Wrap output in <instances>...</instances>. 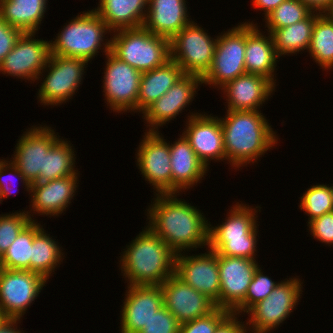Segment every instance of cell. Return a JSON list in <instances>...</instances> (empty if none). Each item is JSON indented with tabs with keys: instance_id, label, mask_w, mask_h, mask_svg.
Returning <instances> with one entry per match:
<instances>
[{
	"instance_id": "1",
	"label": "cell",
	"mask_w": 333,
	"mask_h": 333,
	"mask_svg": "<svg viewBox=\"0 0 333 333\" xmlns=\"http://www.w3.org/2000/svg\"><path fill=\"white\" fill-rule=\"evenodd\" d=\"M153 195L145 210L147 226L176 254L208 247L210 221L197 206L178 198L180 193Z\"/></svg>"
},
{
	"instance_id": "2",
	"label": "cell",
	"mask_w": 333,
	"mask_h": 333,
	"mask_svg": "<svg viewBox=\"0 0 333 333\" xmlns=\"http://www.w3.org/2000/svg\"><path fill=\"white\" fill-rule=\"evenodd\" d=\"M264 115L261 110H226L220 117L226 161L236 171L255 164L278 145L279 137Z\"/></svg>"
},
{
	"instance_id": "3",
	"label": "cell",
	"mask_w": 333,
	"mask_h": 333,
	"mask_svg": "<svg viewBox=\"0 0 333 333\" xmlns=\"http://www.w3.org/2000/svg\"><path fill=\"white\" fill-rule=\"evenodd\" d=\"M123 250L119 269L127 285H161L175 274L176 253L148 226Z\"/></svg>"
},
{
	"instance_id": "4",
	"label": "cell",
	"mask_w": 333,
	"mask_h": 333,
	"mask_svg": "<svg viewBox=\"0 0 333 333\" xmlns=\"http://www.w3.org/2000/svg\"><path fill=\"white\" fill-rule=\"evenodd\" d=\"M67 23L54 41L50 40L51 54L82 58L91 63L99 50L102 55L111 51V37L105 35H111L112 31L93 9L83 11Z\"/></svg>"
},
{
	"instance_id": "5",
	"label": "cell",
	"mask_w": 333,
	"mask_h": 333,
	"mask_svg": "<svg viewBox=\"0 0 333 333\" xmlns=\"http://www.w3.org/2000/svg\"><path fill=\"white\" fill-rule=\"evenodd\" d=\"M111 52L141 73L170 60V39L155 35L143 26L112 32Z\"/></svg>"
},
{
	"instance_id": "6",
	"label": "cell",
	"mask_w": 333,
	"mask_h": 333,
	"mask_svg": "<svg viewBox=\"0 0 333 333\" xmlns=\"http://www.w3.org/2000/svg\"><path fill=\"white\" fill-rule=\"evenodd\" d=\"M88 63L82 58L51 54L49 62L36 79L37 82L42 81L37 92L38 103L54 107L71 100L85 78Z\"/></svg>"
},
{
	"instance_id": "7",
	"label": "cell",
	"mask_w": 333,
	"mask_h": 333,
	"mask_svg": "<svg viewBox=\"0 0 333 333\" xmlns=\"http://www.w3.org/2000/svg\"><path fill=\"white\" fill-rule=\"evenodd\" d=\"M298 277L281 280L267 298L246 312L248 333H270L290 317L303 294V281Z\"/></svg>"
},
{
	"instance_id": "8",
	"label": "cell",
	"mask_w": 333,
	"mask_h": 333,
	"mask_svg": "<svg viewBox=\"0 0 333 333\" xmlns=\"http://www.w3.org/2000/svg\"><path fill=\"white\" fill-rule=\"evenodd\" d=\"M204 29L192 21L170 39V59L184 74L203 78L211 68L218 35L213 38Z\"/></svg>"
},
{
	"instance_id": "9",
	"label": "cell",
	"mask_w": 333,
	"mask_h": 333,
	"mask_svg": "<svg viewBox=\"0 0 333 333\" xmlns=\"http://www.w3.org/2000/svg\"><path fill=\"white\" fill-rule=\"evenodd\" d=\"M103 76L104 102L111 112H136L142 73L120 60L111 51L105 55Z\"/></svg>"
},
{
	"instance_id": "10",
	"label": "cell",
	"mask_w": 333,
	"mask_h": 333,
	"mask_svg": "<svg viewBox=\"0 0 333 333\" xmlns=\"http://www.w3.org/2000/svg\"><path fill=\"white\" fill-rule=\"evenodd\" d=\"M47 283L39 273L0 267V313L3 318L22 320Z\"/></svg>"
},
{
	"instance_id": "11",
	"label": "cell",
	"mask_w": 333,
	"mask_h": 333,
	"mask_svg": "<svg viewBox=\"0 0 333 333\" xmlns=\"http://www.w3.org/2000/svg\"><path fill=\"white\" fill-rule=\"evenodd\" d=\"M219 33L210 70L202 78V84L219 90L227 82L246 74L245 23L242 21Z\"/></svg>"
},
{
	"instance_id": "12",
	"label": "cell",
	"mask_w": 333,
	"mask_h": 333,
	"mask_svg": "<svg viewBox=\"0 0 333 333\" xmlns=\"http://www.w3.org/2000/svg\"><path fill=\"white\" fill-rule=\"evenodd\" d=\"M142 137L135 154L141 175L155 194L172 193L169 142L160 131H145Z\"/></svg>"
},
{
	"instance_id": "13",
	"label": "cell",
	"mask_w": 333,
	"mask_h": 333,
	"mask_svg": "<svg viewBox=\"0 0 333 333\" xmlns=\"http://www.w3.org/2000/svg\"><path fill=\"white\" fill-rule=\"evenodd\" d=\"M36 33H23L0 64V73L36 82L51 56L50 41L35 39Z\"/></svg>"
},
{
	"instance_id": "14",
	"label": "cell",
	"mask_w": 333,
	"mask_h": 333,
	"mask_svg": "<svg viewBox=\"0 0 333 333\" xmlns=\"http://www.w3.org/2000/svg\"><path fill=\"white\" fill-rule=\"evenodd\" d=\"M208 250V251H207ZM205 253L176 254L175 275L184 283L211 299L219 308L220 277L218 253L206 248Z\"/></svg>"
},
{
	"instance_id": "15",
	"label": "cell",
	"mask_w": 333,
	"mask_h": 333,
	"mask_svg": "<svg viewBox=\"0 0 333 333\" xmlns=\"http://www.w3.org/2000/svg\"><path fill=\"white\" fill-rule=\"evenodd\" d=\"M49 125H33L17 139L12 163L32 184L44 173L45 153L60 139ZM58 135V136H57Z\"/></svg>"
},
{
	"instance_id": "16",
	"label": "cell",
	"mask_w": 333,
	"mask_h": 333,
	"mask_svg": "<svg viewBox=\"0 0 333 333\" xmlns=\"http://www.w3.org/2000/svg\"><path fill=\"white\" fill-rule=\"evenodd\" d=\"M211 115L190 112L182 130V135L207 168L212 160L227 163L220 117Z\"/></svg>"
},
{
	"instance_id": "17",
	"label": "cell",
	"mask_w": 333,
	"mask_h": 333,
	"mask_svg": "<svg viewBox=\"0 0 333 333\" xmlns=\"http://www.w3.org/2000/svg\"><path fill=\"white\" fill-rule=\"evenodd\" d=\"M199 85H202L201 77L184 74L163 96L142 113L143 121L149 128H146L145 131H159L160 127L174 121L195 99L194 96L200 90Z\"/></svg>"
},
{
	"instance_id": "18",
	"label": "cell",
	"mask_w": 333,
	"mask_h": 333,
	"mask_svg": "<svg viewBox=\"0 0 333 333\" xmlns=\"http://www.w3.org/2000/svg\"><path fill=\"white\" fill-rule=\"evenodd\" d=\"M120 311V333H139L163 304L160 285H126Z\"/></svg>"
},
{
	"instance_id": "19",
	"label": "cell",
	"mask_w": 333,
	"mask_h": 333,
	"mask_svg": "<svg viewBox=\"0 0 333 333\" xmlns=\"http://www.w3.org/2000/svg\"><path fill=\"white\" fill-rule=\"evenodd\" d=\"M220 277L219 308L231 313L245 296L259 264L256 260L218 254Z\"/></svg>"
},
{
	"instance_id": "20",
	"label": "cell",
	"mask_w": 333,
	"mask_h": 333,
	"mask_svg": "<svg viewBox=\"0 0 333 333\" xmlns=\"http://www.w3.org/2000/svg\"><path fill=\"white\" fill-rule=\"evenodd\" d=\"M79 176L78 172L48 182L32 183L30 187V211L26 210L31 221H36L33 217L37 214L55 218L64 213L70 206L73 197L76 196V190L79 187Z\"/></svg>"
},
{
	"instance_id": "21",
	"label": "cell",
	"mask_w": 333,
	"mask_h": 333,
	"mask_svg": "<svg viewBox=\"0 0 333 333\" xmlns=\"http://www.w3.org/2000/svg\"><path fill=\"white\" fill-rule=\"evenodd\" d=\"M164 307L170 311L180 325L211 313L215 303L206 295L184 283L175 274L160 285Z\"/></svg>"
},
{
	"instance_id": "22",
	"label": "cell",
	"mask_w": 333,
	"mask_h": 333,
	"mask_svg": "<svg viewBox=\"0 0 333 333\" xmlns=\"http://www.w3.org/2000/svg\"><path fill=\"white\" fill-rule=\"evenodd\" d=\"M275 89L276 86L268 78L246 73L227 82L219 90L226 98V110L258 111L272 97Z\"/></svg>"
},
{
	"instance_id": "23",
	"label": "cell",
	"mask_w": 333,
	"mask_h": 333,
	"mask_svg": "<svg viewBox=\"0 0 333 333\" xmlns=\"http://www.w3.org/2000/svg\"><path fill=\"white\" fill-rule=\"evenodd\" d=\"M245 23V70L248 74H257L268 78L275 86L277 62L280 57L274 46L271 33L264 34L258 23ZM262 31V32H261ZM267 35V36H266ZM275 75V76H274Z\"/></svg>"
},
{
	"instance_id": "24",
	"label": "cell",
	"mask_w": 333,
	"mask_h": 333,
	"mask_svg": "<svg viewBox=\"0 0 333 333\" xmlns=\"http://www.w3.org/2000/svg\"><path fill=\"white\" fill-rule=\"evenodd\" d=\"M179 138L169 143L172 173V193H183L201 183L208 173V168L197 157L186 138ZM204 178V179H203Z\"/></svg>"
},
{
	"instance_id": "25",
	"label": "cell",
	"mask_w": 333,
	"mask_h": 333,
	"mask_svg": "<svg viewBox=\"0 0 333 333\" xmlns=\"http://www.w3.org/2000/svg\"><path fill=\"white\" fill-rule=\"evenodd\" d=\"M187 0H148L143 27L151 33L171 39L193 20Z\"/></svg>"
},
{
	"instance_id": "26",
	"label": "cell",
	"mask_w": 333,
	"mask_h": 333,
	"mask_svg": "<svg viewBox=\"0 0 333 333\" xmlns=\"http://www.w3.org/2000/svg\"><path fill=\"white\" fill-rule=\"evenodd\" d=\"M231 207L221 224L212 226L209 222L208 247L216 251L230 238L245 237L258 225V212L261 207L249 206L240 201ZM247 205V206H246ZM260 208V209H259ZM259 210V211H258Z\"/></svg>"
},
{
	"instance_id": "27",
	"label": "cell",
	"mask_w": 333,
	"mask_h": 333,
	"mask_svg": "<svg viewBox=\"0 0 333 333\" xmlns=\"http://www.w3.org/2000/svg\"><path fill=\"white\" fill-rule=\"evenodd\" d=\"M148 9V0H99L93 10L114 32L142 27Z\"/></svg>"
},
{
	"instance_id": "28",
	"label": "cell",
	"mask_w": 333,
	"mask_h": 333,
	"mask_svg": "<svg viewBox=\"0 0 333 333\" xmlns=\"http://www.w3.org/2000/svg\"><path fill=\"white\" fill-rule=\"evenodd\" d=\"M181 67L172 59L163 65L142 73L137 112L143 113L152 103L163 96L182 76Z\"/></svg>"
},
{
	"instance_id": "29",
	"label": "cell",
	"mask_w": 333,
	"mask_h": 333,
	"mask_svg": "<svg viewBox=\"0 0 333 333\" xmlns=\"http://www.w3.org/2000/svg\"><path fill=\"white\" fill-rule=\"evenodd\" d=\"M48 0H0V17L23 33H38Z\"/></svg>"
},
{
	"instance_id": "30",
	"label": "cell",
	"mask_w": 333,
	"mask_h": 333,
	"mask_svg": "<svg viewBox=\"0 0 333 333\" xmlns=\"http://www.w3.org/2000/svg\"><path fill=\"white\" fill-rule=\"evenodd\" d=\"M320 13L312 12L307 18L290 26L275 29L271 32L274 46L279 57L297 55L308 51L312 38L313 26Z\"/></svg>"
},
{
	"instance_id": "31",
	"label": "cell",
	"mask_w": 333,
	"mask_h": 333,
	"mask_svg": "<svg viewBox=\"0 0 333 333\" xmlns=\"http://www.w3.org/2000/svg\"><path fill=\"white\" fill-rule=\"evenodd\" d=\"M56 239L42 227L35 235L30 258V271L41 274L47 281L63 263L65 253ZM63 249V250H62Z\"/></svg>"
},
{
	"instance_id": "32",
	"label": "cell",
	"mask_w": 333,
	"mask_h": 333,
	"mask_svg": "<svg viewBox=\"0 0 333 333\" xmlns=\"http://www.w3.org/2000/svg\"><path fill=\"white\" fill-rule=\"evenodd\" d=\"M64 139L60 138L45 153L44 173H39V178L35 182H48L80 172L75 165V148L71 141H67L68 139L66 138Z\"/></svg>"
},
{
	"instance_id": "33",
	"label": "cell",
	"mask_w": 333,
	"mask_h": 333,
	"mask_svg": "<svg viewBox=\"0 0 333 333\" xmlns=\"http://www.w3.org/2000/svg\"><path fill=\"white\" fill-rule=\"evenodd\" d=\"M307 52L320 69L333 71V19L327 13L317 16Z\"/></svg>"
},
{
	"instance_id": "34",
	"label": "cell",
	"mask_w": 333,
	"mask_h": 333,
	"mask_svg": "<svg viewBox=\"0 0 333 333\" xmlns=\"http://www.w3.org/2000/svg\"><path fill=\"white\" fill-rule=\"evenodd\" d=\"M42 227L43 225L40 222L38 223L37 220L30 221L0 258V267L11 270L30 271V256L34 235Z\"/></svg>"
},
{
	"instance_id": "35",
	"label": "cell",
	"mask_w": 333,
	"mask_h": 333,
	"mask_svg": "<svg viewBox=\"0 0 333 333\" xmlns=\"http://www.w3.org/2000/svg\"><path fill=\"white\" fill-rule=\"evenodd\" d=\"M313 11L300 0H285L275 8L263 21L264 28L271 33L275 29L284 28L302 21Z\"/></svg>"
},
{
	"instance_id": "36",
	"label": "cell",
	"mask_w": 333,
	"mask_h": 333,
	"mask_svg": "<svg viewBox=\"0 0 333 333\" xmlns=\"http://www.w3.org/2000/svg\"><path fill=\"white\" fill-rule=\"evenodd\" d=\"M300 197V210L309 217L307 224L323 214L333 211V197L328 184H314Z\"/></svg>"
},
{
	"instance_id": "37",
	"label": "cell",
	"mask_w": 333,
	"mask_h": 333,
	"mask_svg": "<svg viewBox=\"0 0 333 333\" xmlns=\"http://www.w3.org/2000/svg\"><path fill=\"white\" fill-rule=\"evenodd\" d=\"M279 284L271 277L264 274L260 265L255 270L251 283L249 284L245 300L232 312L238 315H246L245 313L257 302L267 298L274 288Z\"/></svg>"
},
{
	"instance_id": "38",
	"label": "cell",
	"mask_w": 333,
	"mask_h": 333,
	"mask_svg": "<svg viewBox=\"0 0 333 333\" xmlns=\"http://www.w3.org/2000/svg\"><path fill=\"white\" fill-rule=\"evenodd\" d=\"M30 221L25 210L0 214V258Z\"/></svg>"
},
{
	"instance_id": "39",
	"label": "cell",
	"mask_w": 333,
	"mask_h": 333,
	"mask_svg": "<svg viewBox=\"0 0 333 333\" xmlns=\"http://www.w3.org/2000/svg\"><path fill=\"white\" fill-rule=\"evenodd\" d=\"M258 226L259 224L245 237L226 240L216 252L219 255L256 260V253H258L256 248L259 241L257 239V236L259 237Z\"/></svg>"
},
{
	"instance_id": "40",
	"label": "cell",
	"mask_w": 333,
	"mask_h": 333,
	"mask_svg": "<svg viewBox=\"0 0 333 333\" xmlns=\"http://www.w3.org/2000/svg\"><path fill=\"white\" fill-rule=\"evenodd\" d=\"M231 312L216 307L211 313L180 325L179 333H214L216 327Z\"/></svg>"
},
{
	"instance_id": "41",
	"label": "cell",
	"mask_w": 333,
	"mask_h": 333,
	"mask_svg": "<svg viewBox=\"0 0 333 333\" xmlns=\"http://www.w3.org/2000/svg\"><path fill=\"white\" fill-rule=\"evenodd\" d=\"M9 176H11L13 180L15 178L16 179L18 178L20 180V183H23L22 185L25 187L24 189H26V191L29 193L28 195L30 196L31 184L26 180L24 175L12 163V161L9 160V158L8 159L3 158V159H0V203L1 204H2L3 200H5L6 198H9L10 195L16 193L12 190L13 189V187L11 186L12 179L10 181L11 177H9ZM18 179L16 181H19Z\"/></svg>"
},
{
	"instance_id": "42",
	"label": "cell",
	"mask_w": 333,
	"mask_h": 333,
	"mask_svg": "<svg viewBox=\"0 0 333 333\" xmlns=\"http://www.w3.org/2000/svg\"><path fill=\"white\" fill-rule=\"evenodd\" d=\"M179 328L176 318L163 306L139 333H179Z\"/></svg>"
},
{
	"instance_id": "43",
	"label": "cell",
	"mask_w": 333,
	"mask_h": 333,
	"mask_svg": "<svg viewBox=\"0 0 333 333\" xmlns=\"http://www.w3.org/2000/svg\"><path fill=\"white\" fill-rule=\"evenodd\" d=\"M307 226L312 238L327 246H333V211L311 220Z\"/></svg>"
},
{
	"instance_id": "44",
	"label": "cell",
	"mask_w": 333,
	"mask_h": 333,
	"mask_svg": "<svg viewBox=\"0 0 333 333\" xmlns=\"http://www.w3.org/2000/svg\"><path fill=\"white\" fill-rule=\"evenodd\" d=\"M23 32L11 27L0 17V64L10 53Z\"/></svg>"
},
{
	"instance_id": "45",
	"label": "cell",
	"mask_w": 333,
	"mask_h": 333,
	"mask_svg": "<svg viewBox=\"0 0 333 333\" xmlns=\"http://www.w3.org/2000/svg\"><path fill=\"white\" fill-rule=\"evenodd\" d=\"M239 317L240 315L238 314L230 313L216 327L214 333H248L246 322H242Z\"/></svg>"
},
{
	"instance_id": "46",
	"label": "cell",
	"mask_w": 333,
	"mask_h": 333,
	"mask_svg": "<svg viewBox=\"0 0 333 333\" xmlns=\"http://www.w3.org/2000/svg\"><path fill=\"white\" fill-rule=\"evenodd\" d=\"M285 0H252V7L256 10L263 11L264 19L275 9L277 8L282 2Z\"/></svg>"
},
{
	"instance_id": "47",
	"label": "cell",
	"mask_w": 333,
	"mask_h": 333,
	"mask_svg": "<svg viewBox=\"0 0 333 333\" xmlns=\"http://www.w3.org/2000/svg\"><path fill=\"white\" fill-rule=\"evenodd\" d=\"M307 5L313 12L320 14L327 13L333 5V0H300Z\"/></svg>"
},
{
	"instance_id": "48",
	"label": "cell",
	"mask_w": 333,
	"mask_h": 333,
	"mask_svg": "<svg viewBox=\"0 0 333 333\" xmlns=\"http://www.w3.org/2000/svg\"><path fill=\"white\" fill-rule=\"evenodd\" d=\"M19 323L21 320L3 319L0 323V333H25L24 330L20 329Z\"/></svg>"
},
{
	"instance_id": "49",
	"label": "cell",
	"mask_w": 333,
	"mask_h": 333,
	"mask_svg": "<svg viewBox=\"0 0 333 333\" xmlns=\"http://www.w3.org/2000/svg\"><path fill=\"white\" fill-rule=\"evenodd\" d=\"M327 14L333 19V5L331 6Z\"/></svg>"
},
{
	"instance_id": "50",
	"label": "cell",
	"mask_w": 333,
	"mask_h": 333,
	"mask_svg": "<svg viewBox=\"0 0 333 333\" xmlns=\"http://www.w3.org/2000/svg\"><path fill=\"white\" fill-rule=\"evenodd\" d=\"M331 185H330V187H331V193H332V197H333V184H331Z\"/></svg>"
},
{
	"instance_id": "51",
	"label": "cell",
	"mask_w": 333,
	"mask_h": 333,
	"mask_svg": "<svg viewBox=\"0 0 333 333\" xmlns=\"http://www.w3.org/2000/svg\"><path fill=\"white\" fill-rule=\"evenodd\" d=\"M3 319H4V318H3L2 314L0 313V323H1V321H2Z\"/></svg>"
}]
</instances>
